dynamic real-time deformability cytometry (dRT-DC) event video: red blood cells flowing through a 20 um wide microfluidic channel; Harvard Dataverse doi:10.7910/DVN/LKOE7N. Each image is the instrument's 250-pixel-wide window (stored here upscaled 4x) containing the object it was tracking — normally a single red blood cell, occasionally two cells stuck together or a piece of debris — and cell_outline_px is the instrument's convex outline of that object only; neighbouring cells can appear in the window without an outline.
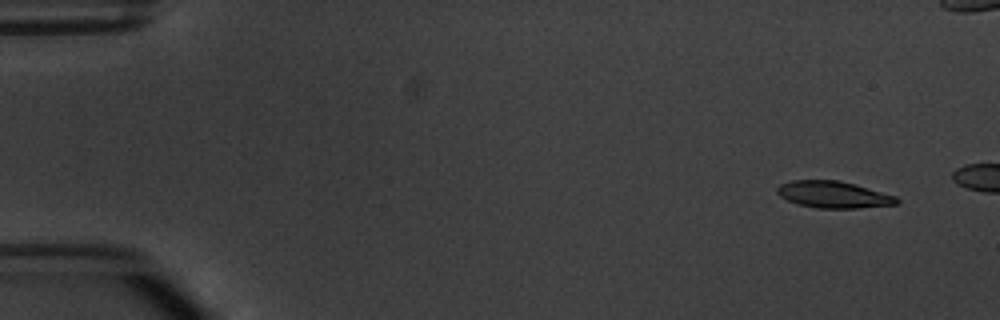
{"species": "common noctule bat (a hibernating species)", "species_latin": "Nyctalus noctula", "temperature_condition": "warm", "stored_images_in_passage": 4, "camera_frame_rate_fps": 3000, "um_per_image_px": 0.085, "animal": {"sex": "male", "body_mass_g": 20.1, "forearm_length_mm": 53.5}, "frame": {"image": 1, "passage_image": 1, "time_ms": 0.0, "image_size_px": [1000, 320], "cell_outline_px": [[900, 200], [896, 204], [856, 208], [816, 208], [800, 204], [788, 200], [780, 196], [776, 192], [776, 188], [780, 184], [792, 180], [840, 180], [856, 184], [896, 196]], "centroid_in_image_um": [70.84, 16.53], "position_along_channel_um": 14.2, "area_um2": 18.61}}